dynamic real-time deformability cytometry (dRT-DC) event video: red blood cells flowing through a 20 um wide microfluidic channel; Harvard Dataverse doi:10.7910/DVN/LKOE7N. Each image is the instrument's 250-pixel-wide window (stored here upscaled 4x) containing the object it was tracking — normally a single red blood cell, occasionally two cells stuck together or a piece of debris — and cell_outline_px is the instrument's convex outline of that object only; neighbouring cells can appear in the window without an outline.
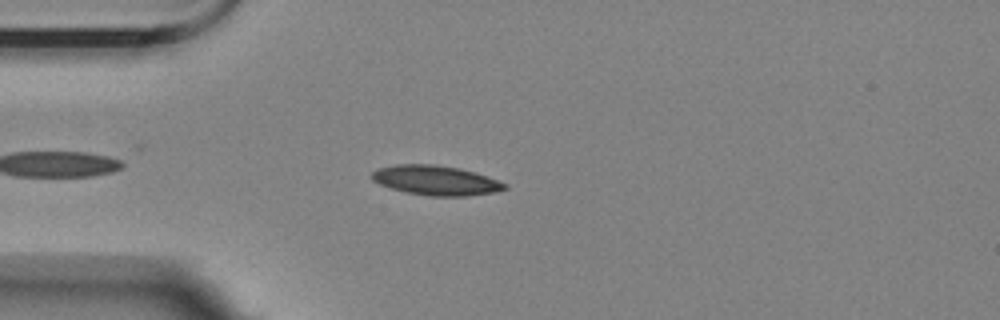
{"species": "Egyptian fruit bat (a non-hibernating species)", "species_latin": "Rousettus aegyptiacus", "temperature_condition": "room temperature", "stored_images_in_passage": 11, "camera_frame_rate_fps": 3000, "um_per_image_px": 0.085, "animal": {"sex": "female"}, "frame": {"image": 1, "passage_image": 6, "time_ms": 1.667, "image_size_px": [1000, 320], "cell_outline_px": [[508, 188], [496, 192], [468, 196], [428, 196], [408, 192], [392, 188], [380, 184], [372, 180], [372, 172], [380, 168], [396, 164], [432, 164], [460, 168], [476, 172], [496, 180], [504, 184]], "centroid_in_image_um": [37.06, 15.33], "position_along_channel_um": 47.9, "area_um2": 22.77}}
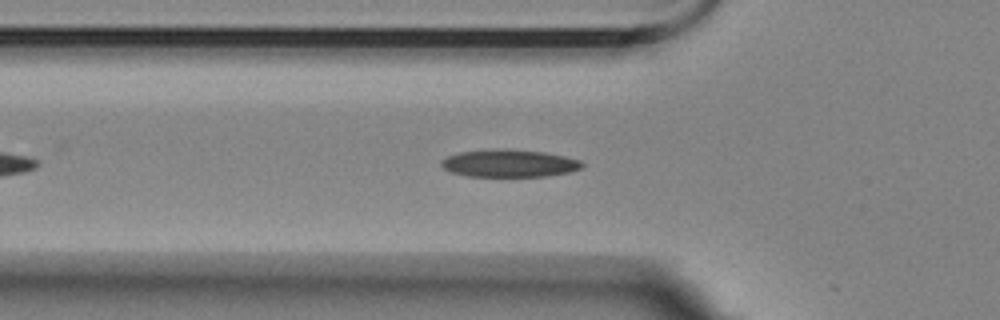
{"frame": {"image": 2, "passage_image": 10, "time_ms": 3.0, "image_size_px": [1000, 320], "cell_outline_px": [[584, 164], [580, 168], [568, 172], [544, 176], [464, 176], [452, 172], [444, 168], [440, 164], [440, 160], [448, 156], [460, 152], [508, 148], [544, 152], [564, 156], [580, 160]], "centroid_in_image_um": [43.26, 13.87], "position_along_channel_um": 82.5, "area_um2": 22.43}}